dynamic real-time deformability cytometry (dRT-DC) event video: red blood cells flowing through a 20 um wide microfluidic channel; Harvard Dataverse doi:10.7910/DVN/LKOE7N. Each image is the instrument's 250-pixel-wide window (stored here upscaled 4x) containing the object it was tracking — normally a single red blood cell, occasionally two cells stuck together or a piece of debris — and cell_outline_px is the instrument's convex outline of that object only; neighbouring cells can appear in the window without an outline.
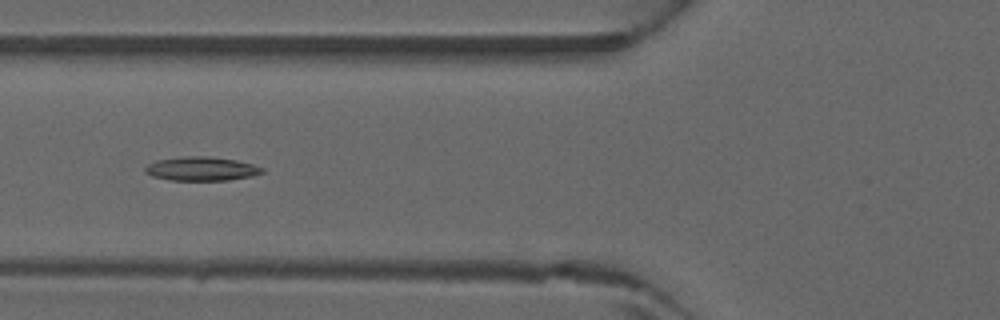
{"species": "common noctule bat (a hibernating species)", "species_latin": "Nyctalus noctula", "temperature_condition": "warm", "stored_images_in_passage": 46, "camera_frame_rate_fps": 3000, "um_per_image_px": 0.085, "animal": {"sex": "male", "forearm_length_mm": 52.5}, "frame": {"image": 1, "passage_image": 18, "time_ms": 5.667, "image_size_px": [1000, 320], "cell_outline_px": [[264, 172], [252, 176], [228, 180], [168, 180], [152, 176], [144, 172], [144, 168], [148, 164], [156, 160], [184, 156], [208, 156], [236, 160], [252, 164], [264, 168]], "centroid_in_image_um": [17.1, 14.34], "position_along_channel_um": 108.7, "area_um2": 16.36}}
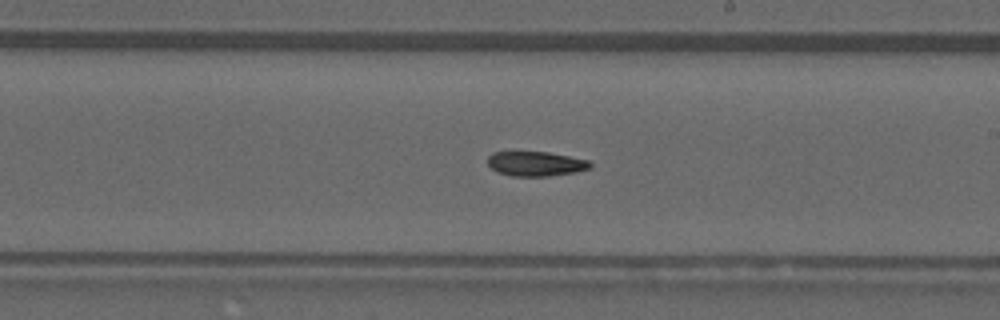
{"frame": {"image": 2, "passage_image": 27, "time_ms": 8.667, "image_size_px": [1000, 320], "cell_outline_px": [[592, 168], [576, 172], [548, 176], [512, 176], [496, 172], [488, 164], [488, 156], [492, 152], [548, 152], [588, 160], [592, 164]], "centroid_in_image_um": [45.54, 13.92], "position_along_channel_um": 243.5, "area_um2": 14.74}}
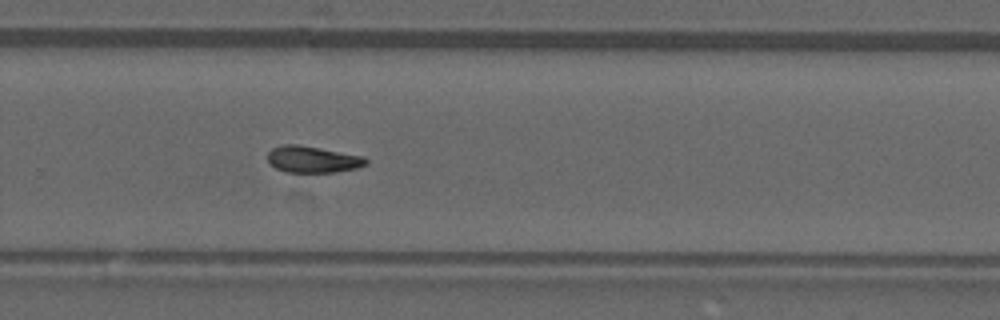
{"frame": {"image": 3, "passage_image": 31, "time_ms": 10.0, "image_size_px": [1000, 320], "cell_outline_px": [[368, 164], [356, 168], [336, 172], [288, 172], [276, 168], [268, 160], [268, 152], [272, 148], [284, 144], [296, 144], [320, 148], [364, 156], [368, 160]], "centroid_in_image_um": [26.6, 13.54], "position_along_channel_um": 303.2, "area_um2": 15.14}}